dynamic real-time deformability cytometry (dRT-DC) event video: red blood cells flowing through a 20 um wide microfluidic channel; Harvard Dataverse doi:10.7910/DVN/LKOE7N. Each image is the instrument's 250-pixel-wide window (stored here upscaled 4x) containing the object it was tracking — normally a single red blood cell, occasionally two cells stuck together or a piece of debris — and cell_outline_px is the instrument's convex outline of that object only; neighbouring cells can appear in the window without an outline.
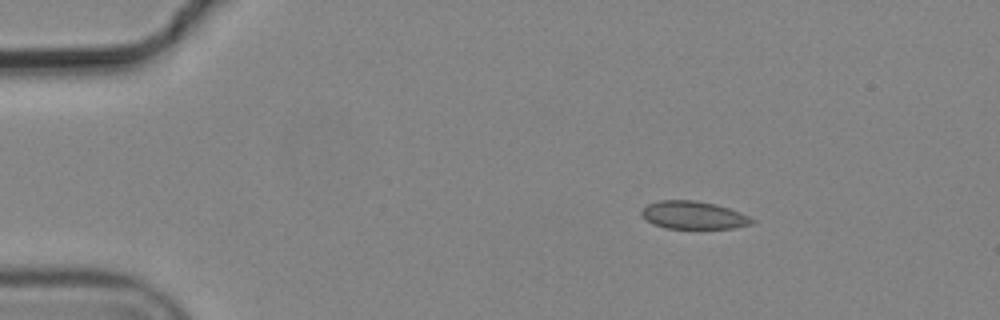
{"species": "common noctule bat (a hibernating species)", "species_latin": "Nyctalus noctula", "temperature_condition": "cold", "stored_images_in_passage": 3, "camera_frame_rate_fps": 3000, "um_per_image_px": 0.085, "animal": {"sex": "male", "body_mass_g": 19.2, "forearm_length_mm": 51.8}, "frame": {"image": 1, "passage_image": 1, "time_ms": 0.0, "image_size_px": [1000, 320], "cell_outline_px": [[756, 220], [752, 224], [736, 228], [664, 228], [652, 224], [640, 212], [648, 204], [660, 200], [696, 200], [716, 204], [740, 212]], "centroid_in_image_um": [58.97, 18.29], "position_along_channel_um": 26.0, "area_um2": 17.86}}